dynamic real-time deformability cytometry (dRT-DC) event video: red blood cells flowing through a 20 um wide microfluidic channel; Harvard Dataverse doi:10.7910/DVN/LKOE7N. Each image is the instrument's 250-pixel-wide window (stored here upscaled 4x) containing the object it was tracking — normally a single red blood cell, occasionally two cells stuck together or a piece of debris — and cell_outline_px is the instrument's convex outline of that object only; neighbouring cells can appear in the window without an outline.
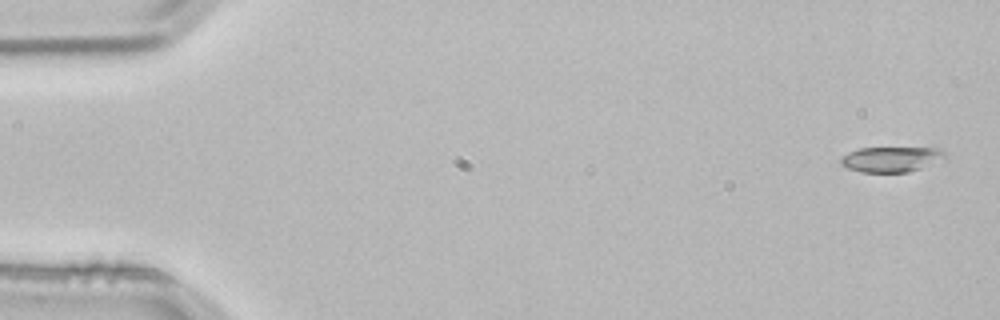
{"species": "common noctule bat (a hibernating species)", "species_latin": "Nyctalus noctula", "temperature_condition": "room temperature", "stored_images_in_passage": 3, "camera_frame_rate_fps": 3000, "um_per_image_px": 0.085, "animal": {"sex": "male", "body_mass_g": 21.5, "forearm_length_mm": 52.0}, "frame": {"image": 1, "passage_image": 1, "time_ms": 0.0, "image_size_px": [1000, 320], "cell_outline_px": [[944, 156], [920, 168], [908, 172], [860, 172], [848, 168], [840, 164], [840, 156], [848, 152], [860, 148], [940, 148], [944, 152]], "centroid_in_image_um": [75.63, 13.53], "position_along_channel_um": 9.4, "area_um2": 15.03}}
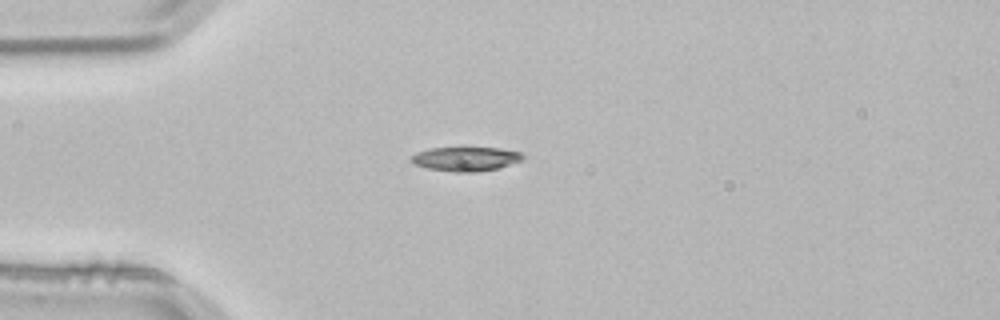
{"frame": {"image": 2, "passage_image": 3, "time_ms": 0.667, "image_size_px": [1000, 320], "cell_outline_px": [[524, 160], [500, 168], [476, 172], [456, 172], [428, 168], [416, 164], [412, 160], [412, 156], [416, 152], [428, 148], [460, 144], [500, 148], [520, 152], [524, 156]], "centroid_in_image_um": [39.63, 13.44], "position_along_channel_um": 45.4, "area_um2": 16.7}}